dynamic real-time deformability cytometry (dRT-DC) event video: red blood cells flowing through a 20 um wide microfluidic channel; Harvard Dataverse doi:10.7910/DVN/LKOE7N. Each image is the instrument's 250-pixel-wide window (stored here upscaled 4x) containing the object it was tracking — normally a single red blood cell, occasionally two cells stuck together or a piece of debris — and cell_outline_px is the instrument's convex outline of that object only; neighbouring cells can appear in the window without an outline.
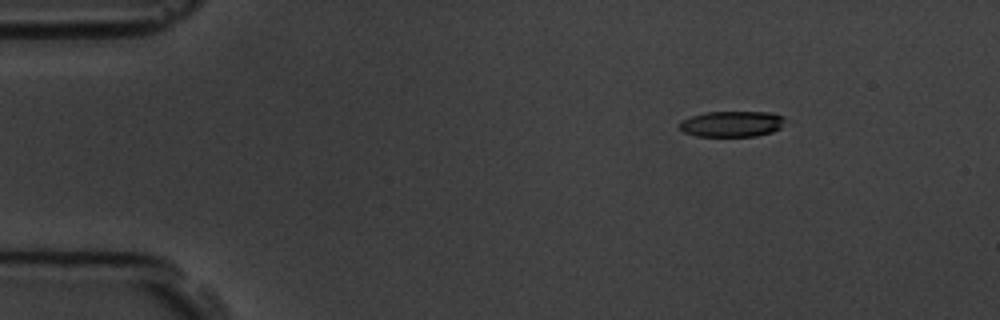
{"species": "common noctule bat (a hibernating species)", "species_latin": "Nyctalus noctula", "temperature_condition": "room temperature", "stored_images_in_passage": 6, "camera_frame_rate_fps": 3000, "um_per_image_px": 0.085, "animal": {"sex": "male", "body_mass_g": 19.5, "forearm_length_mm": 54.6}, "frame": {"image": 1, "passage_image": 1, "time_ms": 0.0, "image_size_px": [1000, 320], "cell_outline_px": [[784, 120], [780, 128], [772, 132], [756, 136], [696, 136], [684, 132], [680, 128], [680, 120], [704, 112], [772, 112], [784, 116]], "centroid_in_image_um": [62.21, 10.53], "position_along_channel_um": 22.8, "area_um2": 15.9}}
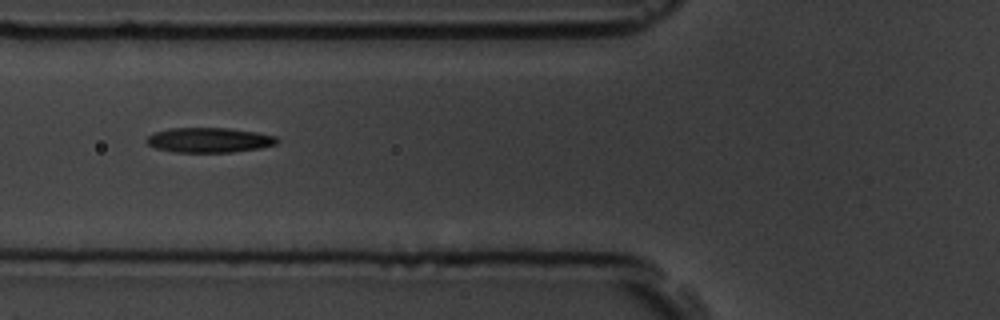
{"frame": {"image": 2, "passage_image": 5, "time_ms": 4.333, "image_size_px": [1000, 320], "cell_outline_px": [[280, 140], [276, 144], [260, 148], [232, 152], [172, 152], [156, 148], [148, 144], [144, 140], [152, 132], [168, 128], [228, 128], [256, 132], [276, 136]], "centroid_in_image_um": [17.75, 11.9], "position_along_channel_um": 108.1, "area_um2": 19.07}}
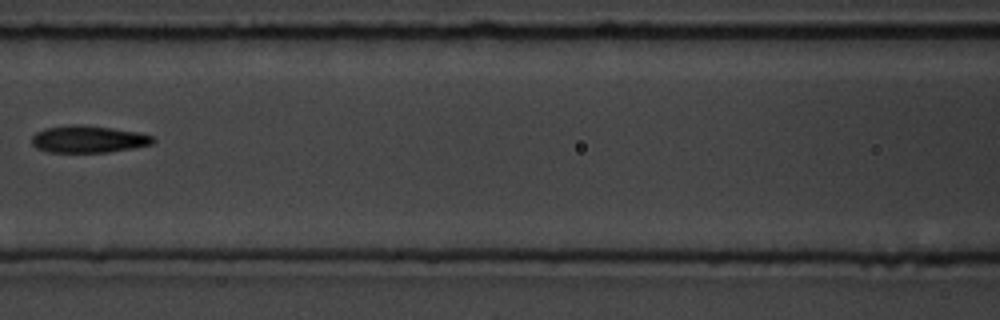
{"frame": {"image": 3, "passage_image": 6, "time_ms": 5.667, "image_size_px": [1000, 320], "cell_outline_px": [[156, 140], [152, 144], [132, 148], [108, 152], [48, 152], [36, 148], [32, 144], [32, 136], [36, 132], [44, 128], [112, 128], [140, 132], [152, 136]], "centroid_in_image_um": [7.55, 11.89], "position_along_channel_um": 159.0, "area_um2": 18.15}}